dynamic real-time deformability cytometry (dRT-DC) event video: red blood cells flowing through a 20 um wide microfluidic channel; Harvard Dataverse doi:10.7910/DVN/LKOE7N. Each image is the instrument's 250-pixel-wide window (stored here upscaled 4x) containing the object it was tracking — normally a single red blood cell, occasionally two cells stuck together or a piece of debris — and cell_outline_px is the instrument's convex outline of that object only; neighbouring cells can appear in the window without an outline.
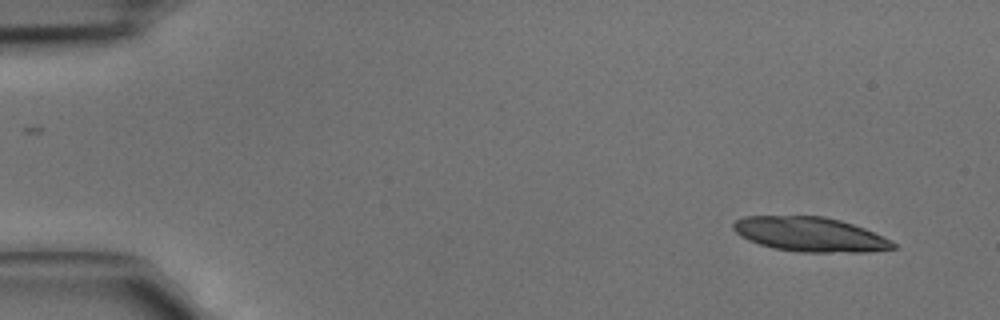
{"species": "common noctule bat (a hibernating species)", "species_latin": "Nyctalus noctula", "temperature_condition": "cold", "stored_images_in_passage": 5, "camera_frame_rate_fps": 3000, "um_per_image_px": 0.085, "animal": {"sex": "male", "body_mass_g": 15.6}, "frame": {"image": 1, "passage_image": 1, "time_ms": 0.0, "image_size_px": [1000, 320], "cell_outline_px": [[896, 248], [868, 252], [800, 252], [772, 248], [748, 240], [740, 236], [732, 228], [732, 224], [736, 220], [744, 216], [824, 216], [840, 220], [864, 228], [896, 244]], "centroid_in_image_um": [68.81, 19.92], "position_along_channel_um": 16.2, "area_um2": 31.96}}
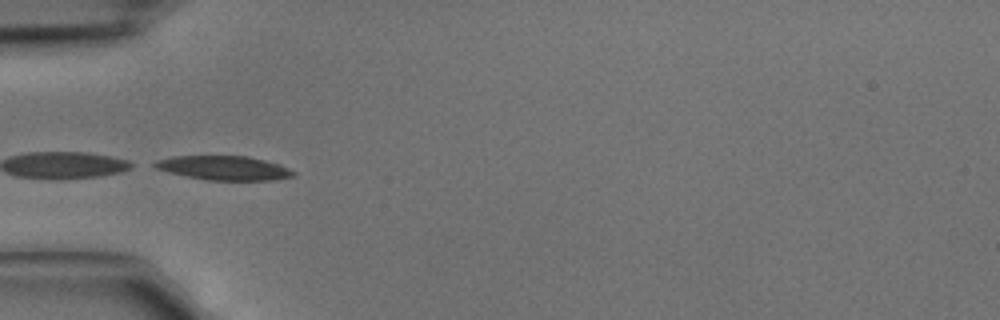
{"frame": {"image": 2, "passage_image": 4, "time_ms": 1.0, "image_size_px": [1000, 320], "cell_outline_px": [[296, 176], [276, 180], [208, 180], [168, 172], [152, 168], [148, 164], [156, 160], [172, 156], [248, 156], [280, 164], [296, 172]], "centroid_in_image_um": [19.0, 14.27], "position_along_channel_um": 66.0, "area_um2": 19.77}}